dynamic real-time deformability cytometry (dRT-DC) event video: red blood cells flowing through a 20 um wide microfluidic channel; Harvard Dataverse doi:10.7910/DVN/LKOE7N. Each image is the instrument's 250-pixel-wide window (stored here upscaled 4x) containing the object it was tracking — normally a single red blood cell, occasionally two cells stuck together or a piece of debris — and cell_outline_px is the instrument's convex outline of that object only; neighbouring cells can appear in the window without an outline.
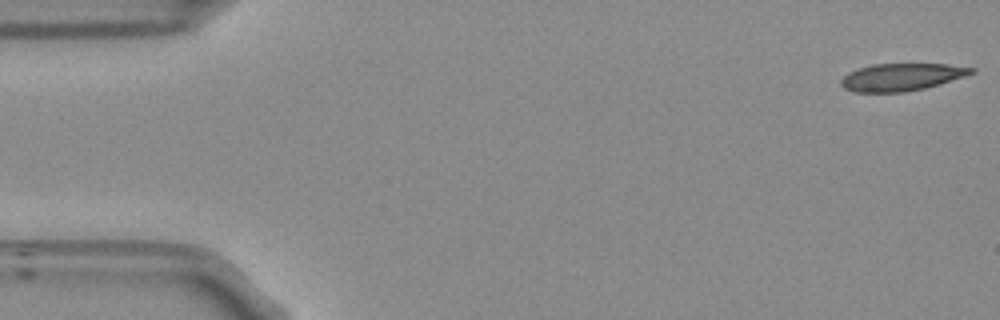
{"species": "Egyptian fruit bat (a non-hibernating species)", "species_latin": "Rousettus aegyptiacus", "temperature_condition": "room temperature", "stored_images_in_passage": 53, "camera_frame_rate_fps": 3000, "um_per_image_px": 0.085, "frame": {"image": 1, "passage_image": 1, "time_ms": 0.0, "image_size_px": [1000, 320], "cell_outline_px": [[976, 68], [972, 72], [964, 76], [940, 84], [924, 88], [904, 92], [856, 92], [844, 88], [840, 84], [840, 80], [848, 72], [872, 64], [948, 64]], "centroid_in_image_um": [76.6, 6.55], "position_along_channel_um": 8.4, "area_um2": 20.63}}
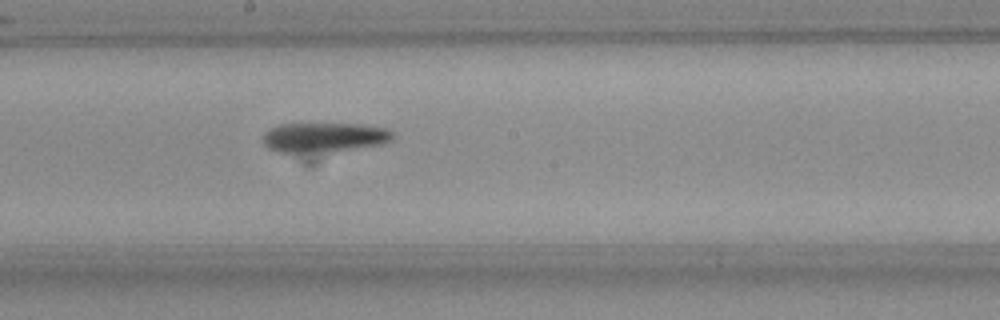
{"frame": {"image": 2, "passage_image": 28, "time_ms": 9.0, "image_size_px": [1000, 320], "cell_outline_px": [[392, 140], [376, 144], [344, 148], [296, 152], [280, 152], [268, 148], [264, 144], [264, 132], [280, 124], [296, 120], [304, 120], [360, 124], [388, 128], [392, 132]], "centroid_in_image_um": [27.45, 11.56], "position_along_channel_um": 220.8, "area_um2": 22.54}}
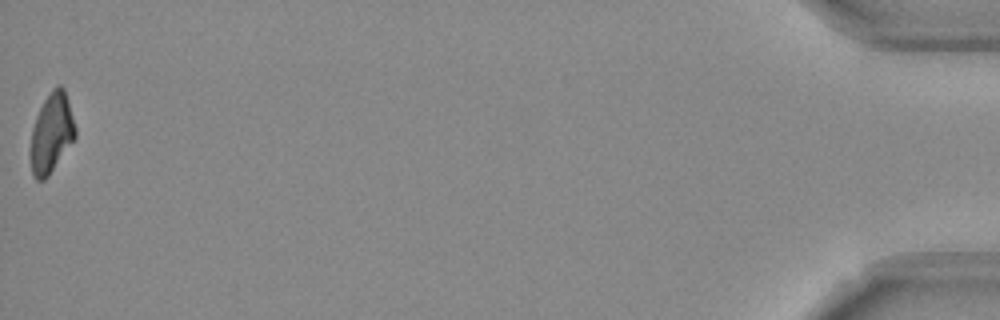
{"frame": {"image": 3, "passage_image": 53, "time_ms": 17.333, "image_size_px": [1000, 320], "cell_outline_px": [[76, 136], [48, 176], [44, 180], [36, 180], [32, 172], [32, 128], [36, 116], [44, 100], [52, 88], [56, 84], [60, 84], [64, 88], [68, 100], [76, 128]], "centroid_in_image_um": [4.4, 11.26], "position_along_channel_um": 430.8, "area_um2": 20.29}, "authors_computed_cell_mechanics": {"area_um2": 22.0796, "velocity_mm_per_s": 3.7696, "shape_relaxation_time_tau1_ms": null, "shape_relaxation_time_tau2_ms": 8.0801, "deformation_change_tau1": null, "deformation_change_tau2": 0.2008}}